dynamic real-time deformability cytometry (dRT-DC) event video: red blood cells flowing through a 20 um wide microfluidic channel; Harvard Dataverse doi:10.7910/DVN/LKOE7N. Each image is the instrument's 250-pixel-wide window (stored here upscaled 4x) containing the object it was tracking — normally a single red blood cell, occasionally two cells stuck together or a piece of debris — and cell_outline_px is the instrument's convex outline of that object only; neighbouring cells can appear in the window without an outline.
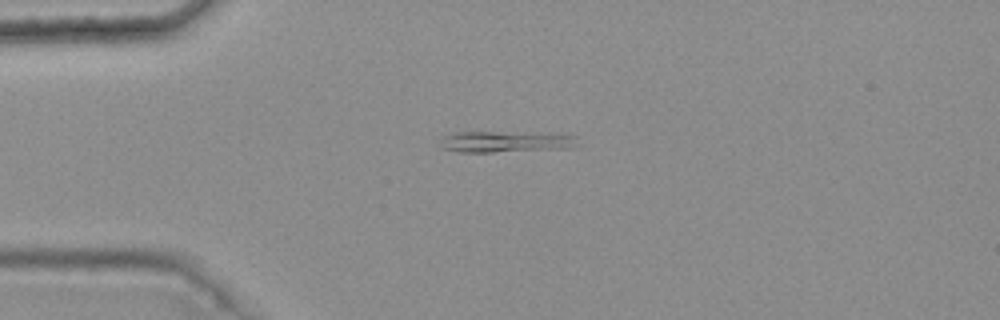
{"species": "common noctule bat (a hibernating species)", "species_latin": "Nyctalus noctula", "temperature_condition": "warm", "stored_images_in_passage": 6, "camera_frame_rate_fps": 3000, "um_per_image_px": 0.085, "animal": {"sex": "female", "body_mass_g": 25.1}, "frame": {"image": 1, "passage_image": 1, "time_ms": 0.0, "image_size_px": [1000, 320], "cell_outline_px": [[580, 144], [572, 148], [492, 152], [460, 152], [444, 148], [440, 144], [444, 136], [452, 132], [496, 132], [576, 136]], "centroid_in_image_um": [42.96, 12.06], "position_along_channel_um": 42.0, "area_um2": 16.59}}
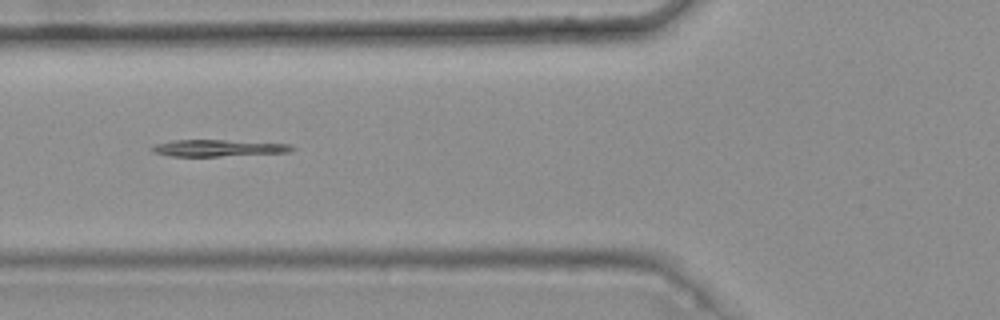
{"frame": {"image": 2, "passage_image": 3, "time_ms": 0.667, "image_size_px": [1000, 320], "cell_outline_px": [[296, 148], [288, 152], [220, 156], [172, 156], [152, 152], [148, 148], [156, 144], [172, 140], [224, 140], [292, 144]], "centroid_in_image_um": [18.51, 12.58], "position_along_channel_um": 107.3, "area_um2": 13.58}}
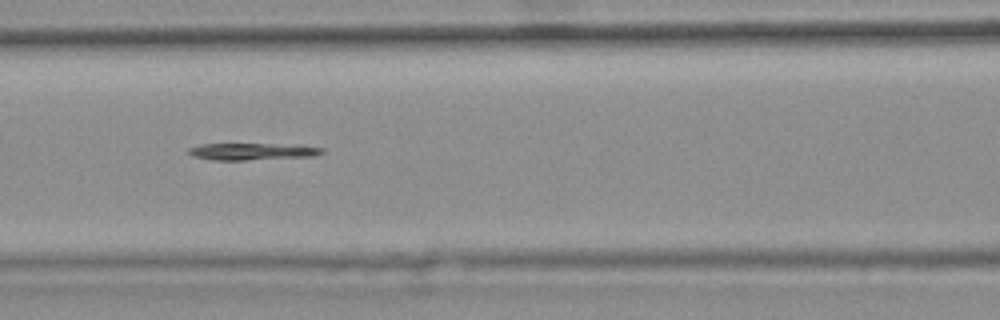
{"frame": {"image": 3, "passage_image": 4, "time_ms": 1.0, "image_size_px": [1000, 320], "cell_outline_px": [[324, 152], [316, 156], [244, 160], [212, 160], [192, 156], [188, 152], [188, 148], [200, 144], [272, 144], [324, 148]], "centroid_in_image_um": [21.37, 12.89], "position_along_channel_um": 145.2, "area_um2": 12.95}}